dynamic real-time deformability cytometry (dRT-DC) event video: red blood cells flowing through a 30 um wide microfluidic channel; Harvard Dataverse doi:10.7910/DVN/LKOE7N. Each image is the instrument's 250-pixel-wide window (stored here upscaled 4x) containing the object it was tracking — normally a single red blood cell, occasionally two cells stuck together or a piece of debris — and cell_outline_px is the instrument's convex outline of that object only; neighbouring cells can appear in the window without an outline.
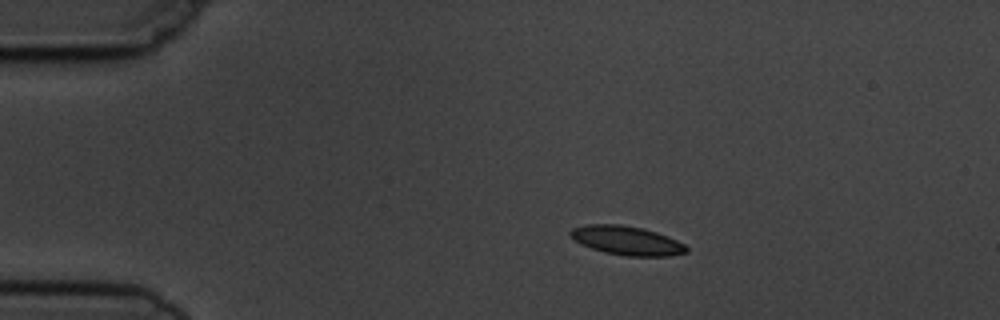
{"species": "common noctule bat (a hibernating species)", "species_latin": "Nyctalus noctula", "temperature_condition": "cold", "stored_images_in_passage": 9, "camera_frame_rate_fps": 3000, "um_per_image_px": 0.085, "animal": {"sex": "male", "body_mass_g": 19.5, "forearm_length_mm": 54.6}, "frame": {"image": 1, "passage_image": 1, "time_ms": 0.0, "image_size_px": [1000, 320], "cell_outline_px": [[688, 252], [668, 256], [624, 256], [604, 252], [580, 244], [568, 232], [572, 228], [588, 224], [620, 224], [640, 228], [656, 232], [676, 240], [684, 244], [688, 248]], "centroid_in_image_um": [53.27, 20.45], "position_along_channel_um": 31.7, "area_um2": 19.42}}
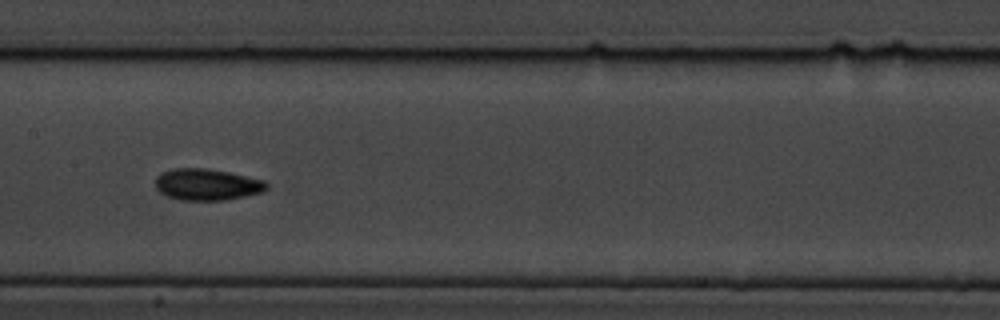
{"frame": {"image": 2, "passage_image": 6, "time_ms": 5.667, "image_size_px": [1000, 320], "cell_outline_px": [[268, 188], [260, 192], [244, 196], [224, 200], [180, 200], [168, 196], [160, 192], [156, 188], [156, 176], [160, 172], [172, 168], [204, 168], [228, 172], [264, 180], [268, 184]], "centroid_in_image_um": [17.56, 15.67], "position_along_channel_um": 189.8, "area_um2": 20.35}}
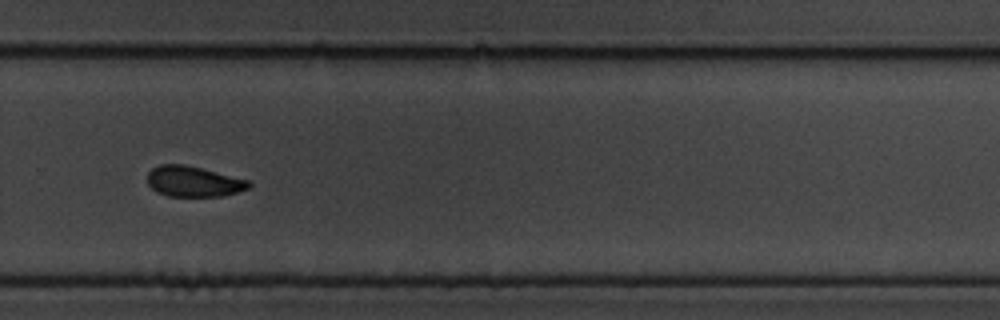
{"frame": {"image": 3, "passage_image": 9, "time_ms": 9.0, "image_size_px": [1000, 320], "cell_outline_px": [[252, 184], [248, 188], [224, 196], [168, 196], [156, 192], [148, 184], [148, 172], [152, 168], [160, 164], [184, 164], [248, 180]], "centroid_in_image_um": [16.41, 15.43], "position_along_channel_um": 313.4, "area_um2": 17.92}}